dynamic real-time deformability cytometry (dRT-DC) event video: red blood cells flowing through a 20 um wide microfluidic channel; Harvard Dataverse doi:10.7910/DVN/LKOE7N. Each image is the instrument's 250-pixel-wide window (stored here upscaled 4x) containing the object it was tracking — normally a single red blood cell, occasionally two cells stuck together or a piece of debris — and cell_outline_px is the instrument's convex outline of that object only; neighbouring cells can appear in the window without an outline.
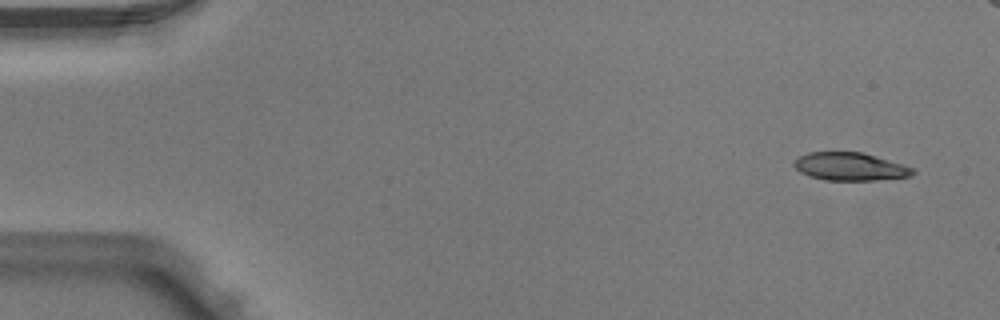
{"species": "Egyptian fruit bat (a non-hibernating species)", "species_latin": "Rousettus aegyptiacus", "temperature_condition": "warm", "stored_images_in_passage": 5, "segment_of_instrument_passage": [2, 2], "camera_frame_rate_fps": 3000, "um_per_image_px": 0.085, "animal": {"sex": "male"}, "frame": {"image": 1, "passage_image": 5, "time_ms": 1.333, "image_size_px": [1000, 320], "cell_outline_px": [[916, 172], [912, 176], [876, 180], [824, 180], [808, 176], [800, 172], [792, 164], [796, 156], [808, 152], [864, 152], [904, 164], [916, 168]], "centroid_in_image_um": [72.27, 14.15], "position_along_channel_um": 12.7, "area_um2": 19.77}}